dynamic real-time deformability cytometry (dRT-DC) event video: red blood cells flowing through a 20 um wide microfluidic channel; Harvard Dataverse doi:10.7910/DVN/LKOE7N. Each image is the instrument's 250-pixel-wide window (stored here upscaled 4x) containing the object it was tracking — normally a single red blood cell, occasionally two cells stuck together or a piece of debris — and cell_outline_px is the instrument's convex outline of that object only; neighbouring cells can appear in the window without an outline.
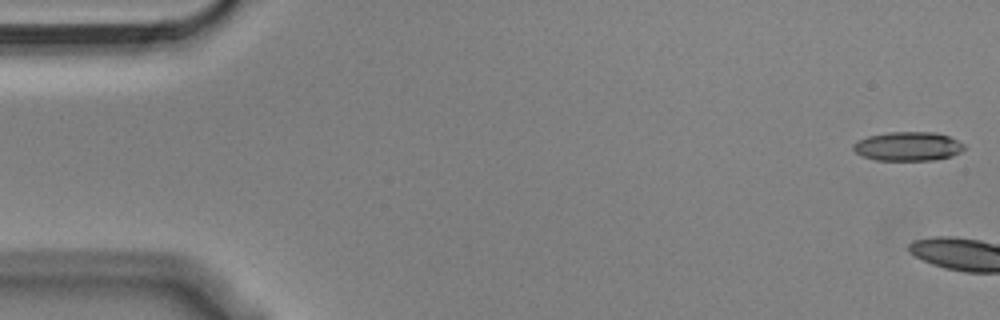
{"species": "Egyptian fruit bat (a non-hibernating species)", "species_latin": "Rousettus aegyptiacus", "temperature_condition": "cold", "stored_images_in_passage": 4, "camera_frame_rate_fps": 3000, "um_per_image_px": 0.085, "animal": {"sex": "male"}, "frame": {"image": 1, "passage_image": 1, "time_ms": 0.0, "image_size_px": [1000, 320], "cell_outline_px": [[964, 148], [960, 152], [952, 156], [932, 160], [876, 160], [860, 156], [852, 148], [852, 144], [856, 140], [868, 136], [888, 132], [936, 132], [948, 136], [964, 144]], "centroid_in_image_um": [77.13, 12.44], "position_along_channel_um": 7.9, "area_um2": 18.84}}